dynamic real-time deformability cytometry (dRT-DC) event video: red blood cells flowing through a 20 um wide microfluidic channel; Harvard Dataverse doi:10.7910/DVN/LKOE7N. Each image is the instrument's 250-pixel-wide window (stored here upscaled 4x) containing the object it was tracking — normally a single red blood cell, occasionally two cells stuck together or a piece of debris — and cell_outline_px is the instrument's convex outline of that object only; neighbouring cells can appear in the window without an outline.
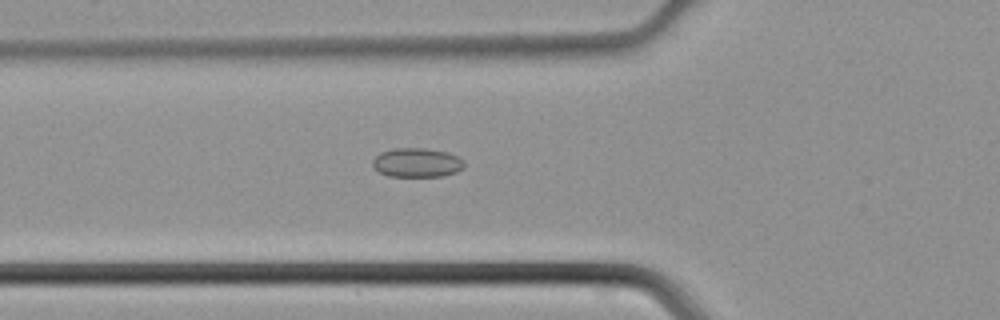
{"species": "common noctule bat (a hibernating species)", "species_latin": "Nyctalus noctula", "temperature_condition": "cold", "stored_images_in_passage": 46, "camera_frame_rate_fps": 3000, "um_per_image_px": 0.085, "animal": {"sex": "male", "body_mass_g": 21.5, "forearm_length_mm": 52.0}, "frame": {"image": 1, "passage_image": 17, "time_ms": 5.333, "image_size_px": [1000, 320], "cell_outline_px": [[464, 168], [456, 172], [444, 176], [388, 176], [380, 172], [372, 164], [372, 160], [380, 152], [392, 148], [424, 148], [448, 152], [464, 160]], "centroid_in_image_um": [35.45, 13.81], "position_along_channel_um": 90.4, "area_um2": 15.61}}
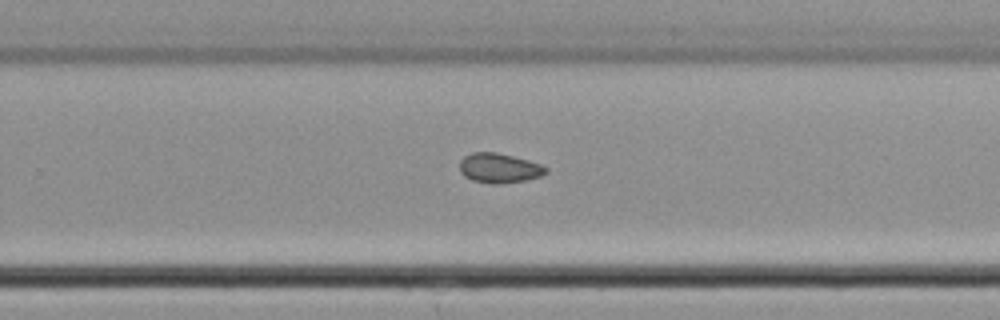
{"frame": {"image": 2, "passage_image": 30, "time_ms": 9.667, "image_size_px": [1000, 320], "cell_outline_px": [[548, 172], [540, 176], [524, 180], [500, 184], [488, 184], [472, 180], [464, 176], [460, 172], [460, 160], [464, 156], [472, 152], [496, 152], [528, 160], [540, 164], [548, 168]], "centroid_in_image_um": [42.41, 14.29], "position_along_channel_um": 287.4, "area_um2": 14.97}}
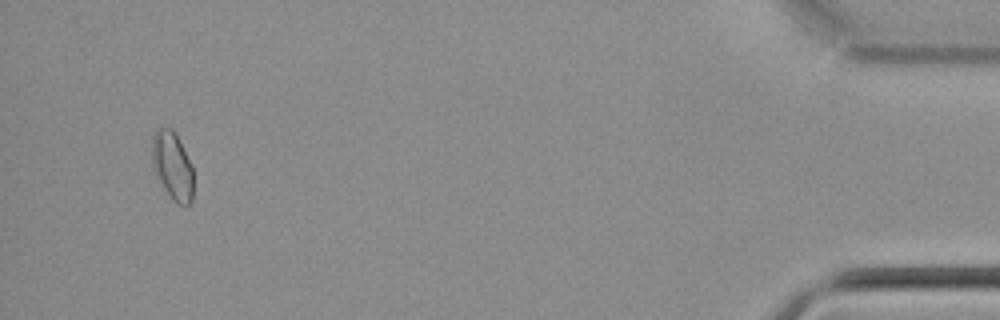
{"frame": {"image": 3, "passage_image": 44, "time_ms": 14.333, "image_size_px": [1000, 320], "cell_outline_px": [[192, 200], [188, 204], [176, 204], [160, 180], [152, 160], [152, 132], [160, 128], [172, 128], [192, 164]], "centroid_in_image_um": [14.66, 14.04], "position_along_channel_um": 420.5, "area_um2": 15.84}}